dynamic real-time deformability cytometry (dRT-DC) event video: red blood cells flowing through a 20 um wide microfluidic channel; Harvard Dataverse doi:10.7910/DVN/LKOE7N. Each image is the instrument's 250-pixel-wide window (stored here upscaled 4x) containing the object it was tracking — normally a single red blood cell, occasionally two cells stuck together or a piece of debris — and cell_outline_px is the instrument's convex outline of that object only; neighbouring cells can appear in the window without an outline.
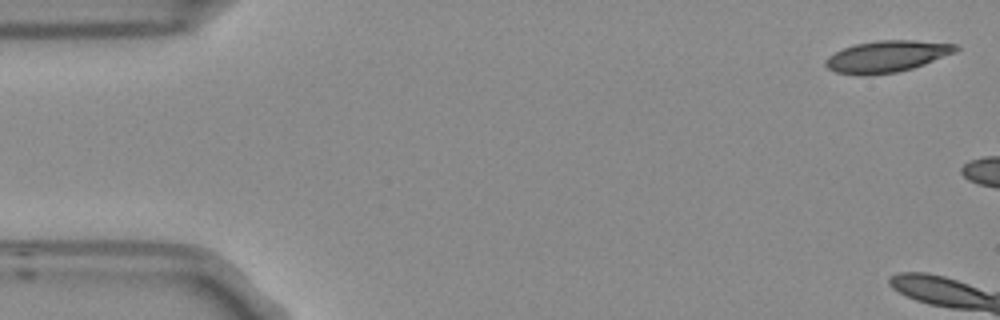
{"species": "Egyptian fruit bat (a non-hibernating species)", "species_latin": "Rousettus aegyptiacus", "temperature_condition": "room temperature", "stored_images_in_passage": 3, "camera_frame_rate_fps": 3000, "um_per_image_px": 0.085, "frame": {"image": 1, "passage_image": 1, "time_ms": 0.0, "image_size_px": [1000, 320], "cell_outline_px": [[960, 48], [956, 52], [924, 64], [912, 68], [896, 72], [860, 76], [836, 72], [828, 68], [824, 64], [824, 60], [828, 56], [844, 48], [856, 44], [876, 40], [916, 40], [956, 44]], "centroid_in_image_um": [75.38, 4.79], "position_along_channel_um": 9.6, "area_um2": 23.93}}